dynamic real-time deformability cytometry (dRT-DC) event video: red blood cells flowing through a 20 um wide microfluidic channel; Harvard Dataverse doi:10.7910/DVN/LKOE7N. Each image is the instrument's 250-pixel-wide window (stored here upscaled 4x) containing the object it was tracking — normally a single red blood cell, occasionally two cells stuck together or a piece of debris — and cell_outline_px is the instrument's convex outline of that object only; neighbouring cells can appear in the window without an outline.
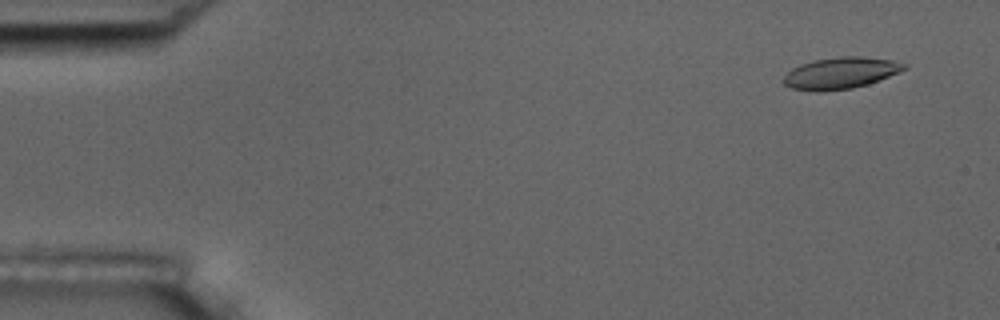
{"species": "common noctule bat (a hibernating species)", "species_latin": "Nyctalus noctula", "temperature_condition": "room temperature", "stored_images_in_passage": 6, "camera_frame_rate_fps": 3000, "um_per_image_px": 0.085, "animal": {"sex": "male", "body_mass_g": 17.5, "forearm_length_mm": 52.3}, "frame": {"image": 1, "passage_image": 1, "time_ms": 0.0, "image_size_px": [1000, 320], "cell_outline_px": [[908, 68], [900, 72], [868, 84], [852, 88], [820, 92], [816, 92], [792, 88], [784, 84], [784, 76], [792, 68], [800, 64], [812, 60], [840, 56], [860, 56], [892, 60], [908, 64]], "centroid_in_image_um": [71.47, 6.2], "position_along_channel_um": 13.5, "area_um2": 22.31}}
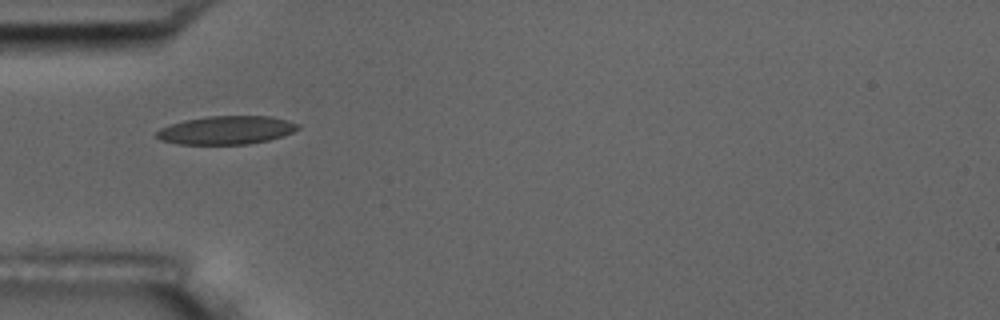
{"frame": {"image": 2, "passage_image": 5, "time_ms": 1.333, "image_size_px": [1000, 320], "cell_outline_px": [[300, 128], [284, 136], [268, 140], [248, 144], [176, 144], [160, 140], [156, 136], [156, 132], [160, 128], [184, 120], [208, 116], [272, 116], [288, 120], [300, 124]], "centroid_in_image_um": [19.26, 11.06], "position_along_channel_um": 65.7, "area_um2": 23.47}}